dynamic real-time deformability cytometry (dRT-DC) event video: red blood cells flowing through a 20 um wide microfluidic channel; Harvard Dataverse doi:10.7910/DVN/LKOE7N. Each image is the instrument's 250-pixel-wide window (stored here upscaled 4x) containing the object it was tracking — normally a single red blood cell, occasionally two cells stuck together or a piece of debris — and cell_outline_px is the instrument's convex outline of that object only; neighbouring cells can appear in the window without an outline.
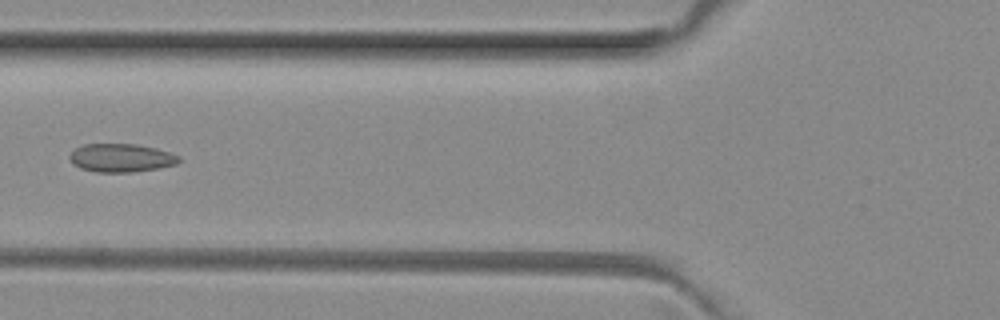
{"species": "common noctule bat (a hibernating species)", "species_latin": "Nyctalus noctula", "temperature_condition": "room temperature", "stored_images_in_passage": 2, "camera_frame_rate_fps": 3000, "um_per_image_px": 0.085, "animal": {"sex": "female", "body_mass_g": 29.2, "forearm_length_mm": 56.3}, "frame": {"image": 1, "passage_image": 2, "time_ms": 0.333, "image_size_px": [1000, 320], "cell_outline_px": [[180, 160], [176, 164], [160, 168], [132, 172], [96, 172], [80, 168], [68, 156], [76, 148], [84, 144], [136, 144], [156, 148], [180, 156]], "centroid_in_image_um": [10.32, 13.42], "position_along_channel_um": 115.5, "area_um2": 17.92}}